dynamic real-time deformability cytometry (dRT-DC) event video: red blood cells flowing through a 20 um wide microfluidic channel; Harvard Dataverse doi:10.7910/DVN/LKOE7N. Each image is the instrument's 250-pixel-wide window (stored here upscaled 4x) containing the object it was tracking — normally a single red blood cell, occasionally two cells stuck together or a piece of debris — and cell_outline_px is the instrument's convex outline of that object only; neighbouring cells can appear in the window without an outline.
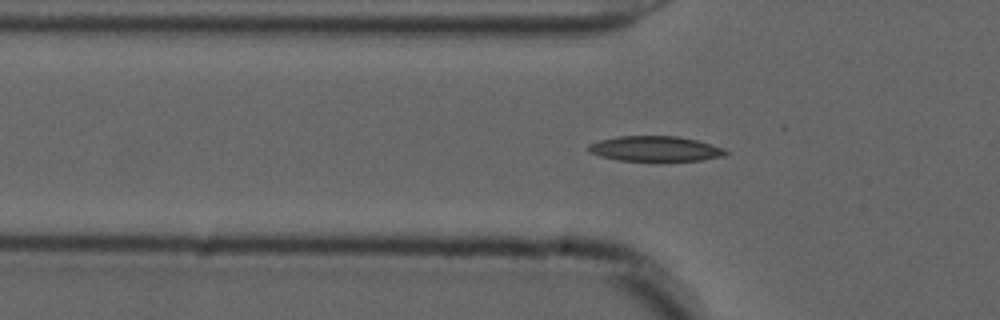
{"species": "common noctule bat (a hibernating species)", "species_latin": "Nyctalus noctula", "temperature_condition": "cold", "stored_images_in_passage": 36, "camera_frame_rate_fps": 3000, "um_per_image_px": 0.085, "animal": {"sex": "male", "forearm_length_mm": 52.5}, "frame": {"image": 1, "passage_image": 3, "time_ms": 0.667, "image_size_px": [1000, 320], "cell_outline_px": [[728, 152], [724, 156], [700, 160], [656, 164], [620, 160], [600, 156], [588, 152], [584, 148], [588, 144], [600, 140], [620, 136], [676, 136], [696, 140], [720, 148]], "centroid_in_image_um": [55.62, 12.69], "position_along_channel_um": 70.2, "area_um2": 20.92}}
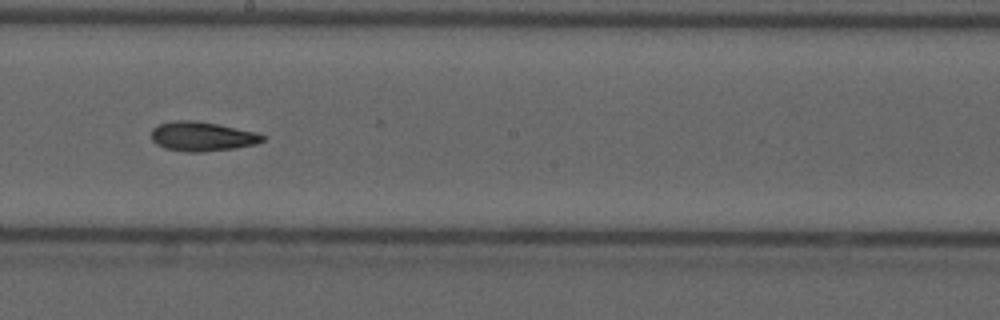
{"frame": {"image": 2, "passage_image": 16, "time_ms": 5.0, "image_size_px": [1000, 320], "cell_outline_px": [[264, 140], [256, 144], [236, 148], [200, 152], [188, 152], [164, 148], [156, 144], [152, 140], [152, 128], [156, 124], [176, 120], [196, 120], [256, 132], [264, 136]], "centroid_in_image_um": [17.14, 11.59], "position_along_channel_um": 231.1, "area_um2": 19.07}}
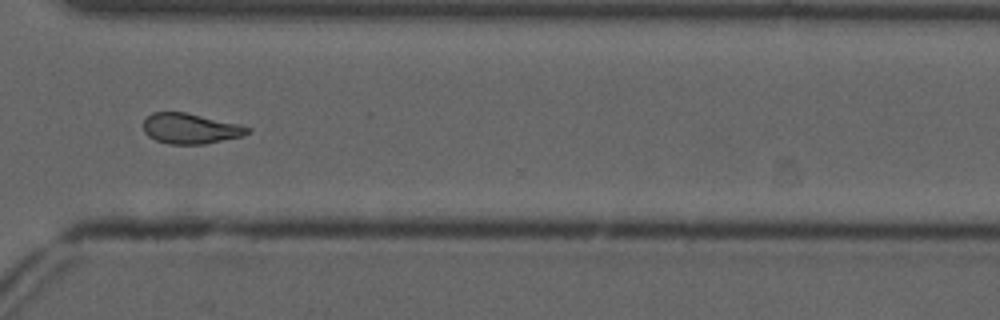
{"frame": {"image": 3, "passage_image": 26, "time_ms": 8.333, "image_size_px": [1000, 320], "cell_outline_px": [[252, 128], [248, 132], [240, 136], [204, 144], [168, 144], [156, 140], [148, 136], [144, 132], [144, 120], [152, 112], [184, 112], [240, 124]], "centroid_in_image_um": [16.16, 10.92], "position_along_channel_um": 354.4, "area_um2": 18.26}, "authors_computed_cell_mechanics": {"area_um2": 18.6116, "velocity_mm_per_s": 3.7071, "shape_relaxation_time_tau1_ms": null, "shape_relaxation_time_tau2_ms": 6.4934, "deformation_change_tau1": null, "deformation_change_tau2": 0.1449}}